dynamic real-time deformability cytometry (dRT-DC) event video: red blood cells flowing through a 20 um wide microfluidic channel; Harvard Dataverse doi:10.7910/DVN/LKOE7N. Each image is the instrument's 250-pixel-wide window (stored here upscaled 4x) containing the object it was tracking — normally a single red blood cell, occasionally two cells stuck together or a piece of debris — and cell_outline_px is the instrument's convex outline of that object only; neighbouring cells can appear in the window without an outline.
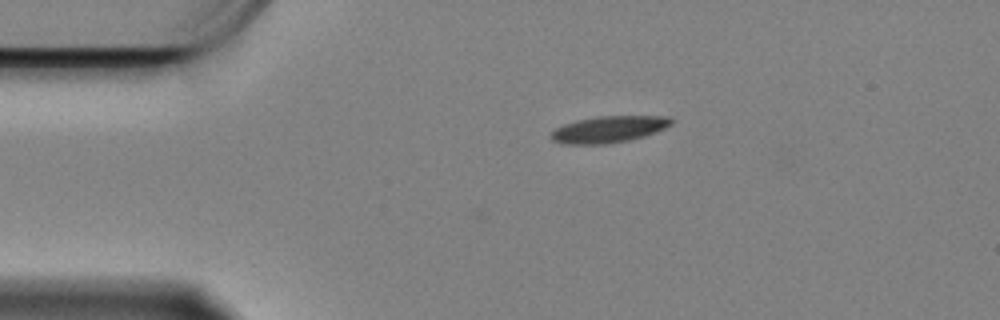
{"species": "Egyptian fruit bat (a non-hibernating species)", "species_latin": "Rousettus aegyptiacus", "temperature_condition": "cold", "stored_images_in_passage": 43, "camera_frame_rate_fps": 3000, "um_per_image_px": 0.085, "animal": {"sex": "female"}, "frame": {"image": 1, "passage_image": 1, "time_ms": 0.0, "image_size_px": [1000, 320], "cell_outline_px": [[672, 124], [664, 128], [644, 136], [628, 140], [604, 144], [560, 144], [552, 140], [552, 132], [556, 128], [564, 124], [576, 120], [596, 116], [668, 116], [672, 120]], "centroid_in_image_um": [51.72, 10.99], "position_along_channel_um": 33.3, "area_um2": 18.5}}
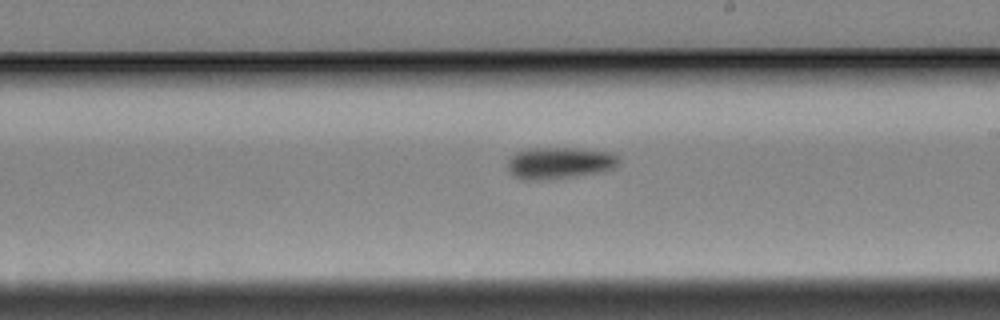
{"frame": {"image": 2, "passage_image": 23, "time_ms": 7.333, "image_size_px": [1000, 320], "cell_outline_px": [[620, 160], [612, 168], [600, 172], [544, 180], [524, 180], [512, 176], [508, 172], [508, 160], [516, 152], [532, 148], [576, 148], [608, 152], [620, 156]], "centroid_in_image_um": [47.51, 13.85], "position_along_channel_um": 241.5, "area_um2": 20.46}}
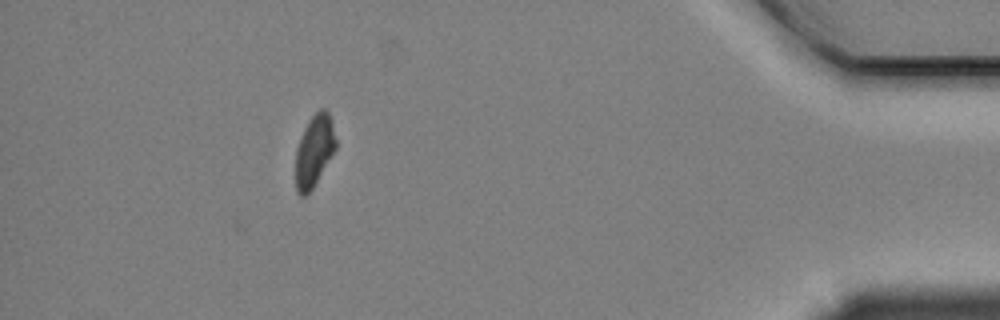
{"frame": {"image": 3, "passage_image": 43, "time_ms": 14.0, "image_size_px": [1000, 320], "cell_outline_px": [[336, 148], [312, 188], [304, 196], [300, 196], [296, 192], [296, 148], [304, 128], [308, 120], [320, 108], [324, 108], [328, 112], [332, 120], [336, 140]], "centroid_in_image_um": [26.7, 12.78], "position_along_channel_um": 408.5, "area_um2": 16.65}, "authors_computed_cell_mechanics": {"area_um2": 19.1896, "velocity_mm_per_s": 3.3361, "shape_relaxation_time_tau1_ms": 4.402, "shape_relaxation_time_tau2_ms": null, "deformation_change_tau1": 0.1205, "deformation_change_tau2": null}}